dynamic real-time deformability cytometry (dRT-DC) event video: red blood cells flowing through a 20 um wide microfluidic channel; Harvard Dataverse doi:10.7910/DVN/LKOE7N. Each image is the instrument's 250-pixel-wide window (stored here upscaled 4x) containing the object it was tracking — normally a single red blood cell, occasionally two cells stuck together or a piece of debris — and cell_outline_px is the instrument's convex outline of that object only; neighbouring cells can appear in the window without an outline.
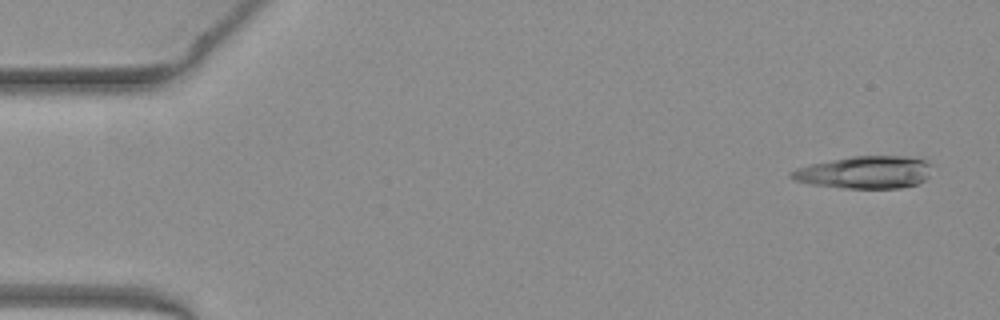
{"species": "common noctule bat (a hibernating species)", "species_latin": "Nyctalus noctula", "temperature_condition": "warm", "stored_images_in_passage": 55, "segment_of_instrument_passage": [1, 2], "camera_frame_rate_fps": 3000, "um_per_image_px": 0.085, "animal": {"sex": "female", "body_mass_g": 19.3, "forearm_length_mm": 54.1}, "frame": {"image": 1, "passage_image": 3, "time_ms": 0.667, "image_size_px": [1000, 320], "cell_outline_px": [[936, 164], [928, 176], [924, 180], [916, 184], [900, 188], [844, 188], [812, 184], [792, 180], [788, 176], [788, 172], [796, 168], [812, 164], [852, 156], [904, 156], [928, 160]], "centroid_in_image_um": [73.56, 14.64], "position_along_channel_um": 11.4, "area_um2": 26.88}}
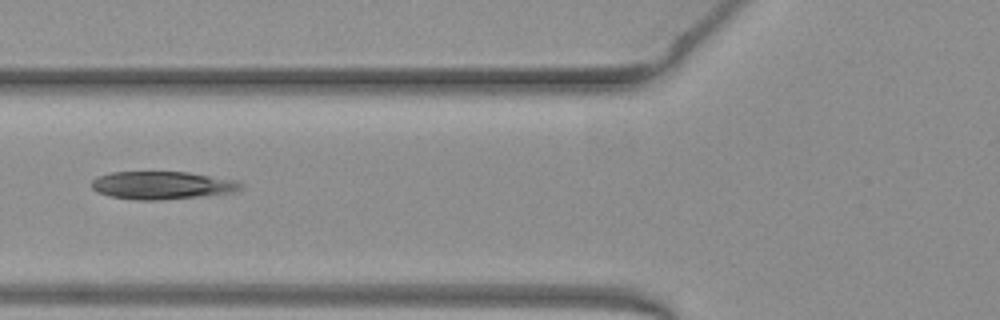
{"frame": {"image": 2, "passage_image": 21, "time_ms": 6.667, "image_size_px": [1000, 320], "cell_outline_px": [[244, 184], [240, 188], [232, 192], [200, 196], [160, 200], [132, 200], [108, 196], [96, 192], [92, 188], [92, 180], [96, 176], [112, 172], [188, 172], [236, 180]], "centroid_in_image_um": [13.72, 15.75], "position_along_channel_um": 112.1, "area_um2": 24.28}}
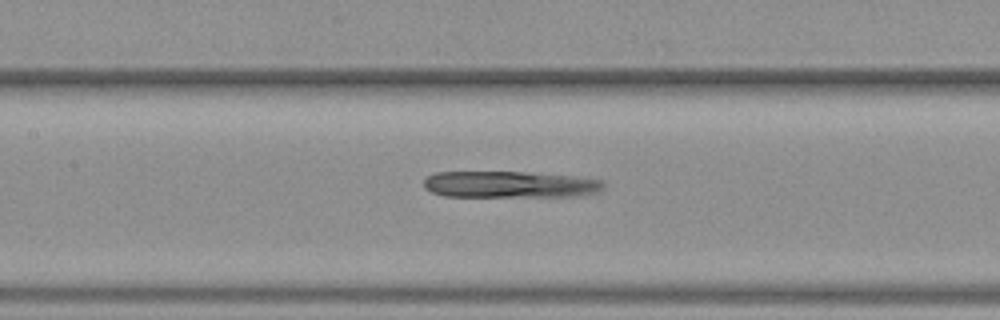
{"frame": {"image": 3, "passage_image": 25, "time_ms": 8.0, "image_size_px": [1000, 320], "cell_outline_px": [[604, 188], [600, 192], [572, 196], [444, 196], [432, 192], [424, 188], [424, 176], [436, 172], [528, 172], [576, 176], [600, 180], [604, 184]], "centroid_in_image_um": [43.31, 15.67], "position_along_channel_um": 164.1, "area_um2": 27.92}}